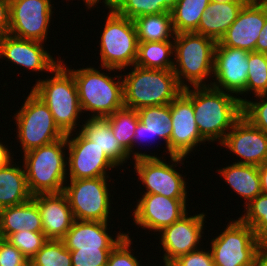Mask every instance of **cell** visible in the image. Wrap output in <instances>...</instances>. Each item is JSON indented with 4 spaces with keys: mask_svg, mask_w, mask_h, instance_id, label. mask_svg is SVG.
Here are the masks:
<instances>
[{
    "mask_svg": "<svg viewBox=\"0 0 267 266\" xmlns=\"http://www.w3.org/2000/svg\"><path fill=\"white\" fill-rule=\"evenodd\" d=\"M64 60L62 58L61 63L74 76L80 108L82 113L87 115L86 118H105L125 107L122 75H116L121 70L102 66L99 67L102 68V72L90 65L72 69L67 67Z\"/></svg>",
    "mask_w": 267,
    "mask_h": 266,
    "instance_id": "6da1fadb",
    "label": "cell"
},
{
    "mask_svg": "<svg viewBox=\"0 0 267 266\" xmlns=\"http://www.w3.org/2000/svg\"><path fill=\"white\" fill-rule=\"evenodd\" d=\"M192 103L199 133L210 144L220 145L242 116L239 98L212 86H192Z\"/></svg>",
    "mask_w": 267,
    "mask_h": 266,
    "instance_id": "7a4b0ae2",
    "label": "cell"
},
{
    "mask_svg": "<svg viewBox=\"0 0 267 266\" xmlns=\"http://www.w3.org/2000/svg\"><path fill=\"white\" fill-rule=\"evenodd\" d=\"M50 73L51 76L36 79L31 91L48 106L65 135L76 132L84 117L74 76L61 62Z\"/></svg>",
    "mask_w": 267,
    "mask_h": 266,
    "instance_id": "3957f363",
    "label": "cell"
},
{
    "mask_svg": "<svg viewBox=\"0 0 267 266\" xmlns=\"http://www.w3.org/2000/svg\"><path fill=\"white\" fill-rule=\"evenodd\" d=\"M124 72V106L139 110L143 107L170 104L183 90L173 70L146 69L136 65Z\"/></svg>",
    "mask_w": 267,
    "mask_h": 266,
    "instance_id": "277c9868",
    "label": "cell"
},
{
    "mask_svg": "<svg viewBox=\"0 0 267 266\" xmlns=\"http://www.w3.org/2000/svg\"><path fill=\"white\" fill-rule=\"evenodd\" d=\"M215 46L213 39L195 32L175 35L173 72L183 89L211 86Z\"/></svg>",
    "mask_w": 267,
    "mask_h": 266,
    "instance_id": "5b68a950",
    "label": "cell"
},
{
    "mask_svg": "<svg viewBox=\"0 0 267 266\" xmlns=\"http://www.w3.org/2000/svg\"><path fill=\"white\" fill-rule=\"evenodd\" d=\"M66 136L22 154L27 185L32 196L63 192L67 181Z\"/></svg>",
    "mask_w": 267,
    "mask_h": 266,
    "instance_id": "8992f818",
    "label": "cell"
},
{
    "mask_svg": "<svg viewBox=\"0 0 267 266\" xmlns=\"http://www.w3.org/2000/svg\"><path fill=\"white\" fill-rule=\"evenodd\" d=\"M103 30L99 33L100 67L129 70L138 54V37L133 20L108 9Z\"/></svg>",
    "mask_w": 267,
    "mask_h": 266,
    "instance_id": "52a82bcc",
    "label": "cell"
},
{
    "mask_svg": "<svg viewBox=\"0 0 267 266\" xmlns=\"http://www.w3.org/2000/svg\"><path fill=\"white\" fill-rule=\"evenodd\" d=\"M23 102L12 117L21 154L66 136L56 125L48 106L31 90Z\"/></svg>",
    "mask_w": 267,
    "mask_h": 266,
    "instance_id": "ba28073f",
    "label": "cell"
},
{
    "mask_svg": "<svg viewBox=\"0 0 267 266\" xmlns=\"http://www.w3.org/2000/svg\"><path fill=\"white\" fill-rule=\"evenodd\" d=\"M210 240L215 266H253L267 244L239 218L231 219L226 228Z\"/></svg>",
    "mask_w": 267,
    "mask_h": 266,
    "instance_id": "9c48e42d",
    "label": "cell"
},
{
    "mask_svg": "<svg viewBox=\"0 0 267 266\" xmlns=\"http://www.w3.org/2000/svg\"><path fill=\"white\" fill-rule=\"evenodd\" d=\"M162 157H142L132 160L137 181L146 188L141 194H159L173 199H189L185 178L178 170L187 157L169 155L167 161ZM168 163H167V162ZM179 167L176 169V167ZM144 192V193H143Z\"/></svg>",
    "mask_w": 267,
    "mask_h": 266,
    "instance_id": "30bf717a",
    "label": "cell"
},
{
    "mask_svg": "<svg viewBox=\"0 0 267 266\" xmlns=\"http://www.w3.org/2000/svg\"><path fill=\"white\" fill-rule=\"evenodd\" d=\"M108 180L113 181L110 176L67 179L63 193L67 197L75 220L110 222L114 198L110 193L112 190L109 188Z\"/></svg>",
    "mask_w": 267,
    "mask_h": 266,
    "instance_id": "8fae6325",
    "label": "cell"
},
{
    "mask_svg": "<svg viewBox=\"0 0 267 266\" xmlns=\"http://www.w3.org/2000/svg\"><path fill=\"white\" fill-rule=\"evenodd\" d=\"M53 2L52 0H9V35L46 43L48 32H51L49 28L53 20L52 16L55 13Z\"/></svg>",
    "mask_w": 267,
    "mask_h": 266,
    "instance_id": "7c38bea8",
    "label": "cell"
},
{
    "mask_svg": "<svg viewBox=\"0 0 267 266\" xmlns=\"http://www.w3.org/2000/svg\"><path fill=\"white\" fill-rule=\"evenodd\" d=\"M66 140L67 179L109 176V170L118 168L103 150L87 139L79 130L67 134Z\"/></svg>",
    "mask_w": 267,
    "mask_h": 266,
    "instance_id": "4fadbf2b",
    "label": "cell"
},
{
    "mask_svg": "<svg viewBox=\"0 0 267 266\" xmlns=\"http://www.w3.org/2000/svg\"><path fill=\"white\" fill-rule=\"evenodd\" d=\"M172 135L168 143L170 155L187 157L206 140L199 133L192 103V87H187L170 103ZM199 144V145H198Z\"/></svg>",
    "mask_w": 267,
    "mask_h": 266,
    "instance_id": "5bb4252c",
    "label": "cell"
},
{
    "mask_svg": "<svg viewBox=\"0 0 267 266\" xmlns=\"http://www.w3.org/2000/svg\"><path fill=\"white\" fill-rule=\"evenodd\" d=\"M206 216L204 212L199 214L197 212L192 216L187 213L180 220L164 227L156 234V236L159 235V244L164 253L161 256L162 262L171 264L179 256L203 246V239L207 238L206 236L203 238L204 235H202L205 233L204 230H207L204 225L207 223Z\"/></svg>",
    "mask_w": 267,
    "mask_h": 266,
    "instance_id": "9a60e30c",
    "label": "cell"
},
{
    "mask_svg": "<svg viewBox=\"0 0 267 266\" xmlns=\"http://www.w3.org/2000/svg\"><path fill=\"white\" fill-rule=\"evenodd\" d=\"M248 54L247 50L225 47L219 42H216L214 50L211 86L233 95L236 94L242 104L245 102L248 78Z\"/></svg>",
    "mask_w": 267,
    "mask_h": 266,
    "instance_id": "2e32d148",
    "label": "cell"
},
{
    "mask_svg": "<svg viewBox=\"0 0 267 266\" xmlns=\"http://www.w3.org/2000/svg\"><path fill=\"white\" fill-rule=\"evenodd\" d=\"M132 209L134 226L146 229L153 234L159 233L164 227L172 225L188 213V199L167 198L159 194H140ZM156 232V233H155Z\"/></svg>",
    "mask_w": 267,
    "mask_h": 266,
    "instance_id": "e0dca14e",
    "label": "cell"
},
{
    "mask_svg": "<svg viewBox=\"0 0 267 266\" xmlns=\"http://www.w3.org/2000/svg\"><path fill=\"white\" fill-rule=\"evenodd\" d=\"M219 146L227 148L230 155L239 157L233 163L259 167L267 162V134L243 115L234 123Z\"/></svg>",
    "mask_w": 267,
    "mask_h": 266,
    "instance_id": "ac0fdd59",
    "label": "cell"
},
{
    "mask_svg": "<svg viewBox=\"0 0 267 266\" xmlns=\"http://www.w3.org/2000/svg\"><path fill=\"white\" fill-rule=\"evenodd\" d=\"M44 44L40 41L6 35L0 39V59L10 62L11 66L15 65V69L16 66L20 69L23 67L25 71L31 70L36 74L41 72L42 76L45 72H51L61 62V57H53L54 54L51 55Z\"/></svg>",
    "mask_w": 267,
    "mask_h": 266,
    "instance_id": "d6986e66",
    "label": "cell"
},
{
    "mask_svg": "<svg viewBox=\"0 0 267 266\" xmlns=\"http://www.w3.org/2000/svg\"><path fill=\"white\" fill-rule=\"evenodd\" d=\"M266 17L267 0H249L219 43L225 47L255 51V45Z\"/></svg>",
    "mask_w": 267,
    "mask_h": 266,
    "instance_id": "ffe728a7",
    "label": "cell"
},
{
    "mask_svg": "<svg viewBox=\"0 0 267 266\" xmlns=\"http://www.w3.org/2000/svg\"><path fill=\"white\" fill-rule=\"evenodd\" d=\"M137 112L140 121L137 124L135 135L132 141V160L142 157H156L155 152L154 154H147L145 151L143 153L139 150L136 151L135 148L138 145L141 146V144L145 146L148 145L143 144L144 141L149 143L151 147V144L155 143L156 140L159 142V139L164 141V150H166H163V152L169 156L168 143L172 135L171 105L166 104L143 107L137 110Z\"/></svg>",
    "mask_w": 267,
    "mask_h": 266,
    "instance_id": "44dd1931",
    "label": "cell"
},
{
    "mask_svg": "<svg viewBox=\"0 0 267 266\" xmlns=\"http://www.w3.org/2000/svg\"><path fill=\"white\" fill-rule=\"evenodd\" d=\"M111 222L74 220L71 228L61 239L69 250L113 249L126 235L118 231L110 234ZM115 237V238H114Z\"/></svg>",
    "mask_w": 267,
    "mask_h": 266,
    "instance_id": "7402d4cb",
    "label": "cell"
},
{
    "mask_svg": "<svg viewBox=\"0 0 267 266\" xmlns=\"http://www.w3.org/2000/svg\"><path fill=\"white\" fill-rule=\"evenodd\" d=\"M39 208L43 233L48 239L61 240L74 222V216L63 192L32 196Z\"/></svg>",
    "mask_w": 267,
    "mask_h": 266,
    "instance_id": "603a6c76",
    "label": "cell"
},
{
    "mask_svg": "<svg viewBox=\"0 0 267 266\" xmlns=\"http://www.w3.org/2000/svg\"><path fill=\"white\" fill-rule=\"evenodd\" d=\"M79 131L89 140L95 143L107 157L117 166H123L130 160L129 153L115 138L109 122L105 118H84ZM126 162V163H125Z\"/></svg>",
    "mask_w": 267,
    "mask_h": 266,
    "instance_id": "cb8c5ba5",
    "label": "cell"
},
{
    "mask_svg": "<svg viewBox=\"0 0 267 266\" xmlns=\"http://www.w3.org/2000/svg\"><path fill=\"white\" fill-rule=\"evenodd\" d=\"M246 3H217L210 1L207 9L202 14L195 33L202 34L213 39L215 42H219Z\"/></svg>",
    "mask_w": 267,
    "mask_h": 266,
    "instance_id": "d4e9b609",
    "label": "cell"
},
{
    "mask_svg": "<svg viewBox=\"0 0 267 266\" xmlns=\"http://www.w3.org/2000/svg\"><path fill=\"white\" fill-rule=\"evenodd\" d=\"M0 227L4 239L19 231L43 232L37 203L31 198L23 204L0 209Z\"/></svg>",
    "mask_w": 267,
    "mask_h": 266,
    "instance_id": "484cf974",
    "label": "cell"
},
{
    "mask_svg": "<svg viewBox=\"0 0 267 266\" xmlns=\"http://www.w3.org/2000/svg\"><path fill=\"white\" fill-rule=\"evenodd\" d=\"M216 172L222 176L221 178L226 182L225 184L229 185L230 190L240 196V200L244 199L242 206L262 194L257 166L231 163L219 168Z\"/></svg>",
    "mask_w": 267,
    "mask_h": 266,
    "instance_id": "4316f807",
    "label": "cell"
},
{
    "mask_svg": "<svg viewBox=\"0 0 267 266\" xmlns=\"http://www.w3.org/2000/svg\"><path fill=\"white\" fill-rule=\"evenodd\" d=\"M19 164L13 160L0 167V209L23 204L32 198L24 166Z\"/></svg>",
    "mask_w": 267,
    "mask_h": 266,
    "instance_id": "83f0119b",
    "label": "cell"
},
{
    "mask_svg": "<svg viewBox=\"0 0 267 266\" xmlns=\"http://www.w3.org/2000/svg\"><path fill=\"white\" fill-rule=\"evenodd\" d=\"M138 42L174 41L171 12L144 15L133 20Z\"/></svg>",
    "mask_w": 267,
    "mask_h": 266,
    "instance_id": "f1b7e54d",
    "label": "cell"
},
{
    "mask_svg": "<svg viewBox=\"0 0 267 266\" xmlns=\"http://www.w3.org/2000/svg\"><path fill=\"white\" fill-rule=\"evenodd\" d=\"M174 41L139 42L135 65L146 69L173 70Z\"/></svg>",
    "mask_w": 267,
    "mask_h": 266,
    "instance_id": "f546056e",
    "label": "cell"
},
{
    "mask_svg": "<svg viewBox=\"0 0 267 266\" xmlns=\"http://www.w3.org/2000/svg\"><path fill=\"white\" fill-rule=\"evenodd\" d=\"M211 0H180L171 10L176 34L195 32Z\"/></svg>",
    "mask_w": 267,
    "mask_h": 266,
    "instance_id": "4dcf8cb0",
    "label": "cell"
},
{
    "mask_svg": "<svg viewBox=\"0 0 267 266\" xmlns=\"http://www.w3.org/2000/svg\"><path fill=\"white\" fill-rule=\"evenodd\" d=\"M105 119L109 122L115 138L132 158V141L140 121L137 110L124 107Z\"/></svg>",
    "mask_w": 267,
    "mask_h": 266,
    "instance_id": "1f68e13d",
    "label": "cell"
},
{
    "mask_svg": "<svg viewBox=\"0 0 267 266\" xmlns=\"http://www.w3.org/2000/svg\"><path fill=\"white\" fill-rule=\"evenodd\" d=\"M248 78L245 101L248 94L254 96L267 93V54L252 51L248 54Z\"/></svg>",
    "mask_w": 267,
    "mask_h": 266,
    "instance_id": "d6a6232c",
    "label": "cell"
},
{
    "mask_svg": "<svg viewBox=\"0 0 267 266\" xmlns=\"http://www.w3.org/2000/svg\"><path fill=\"white\" fill-rule=\"evenodd\" d=\"M244 214L238 218L267 244V194H260L244 206Z\"/></svg>",
    "mask_w": 267,
    "mask_h": 266,
    "instance_id": "836d02e7",
    "label": "cell"
},
{
    "mask_svg": "<svg viewBox=\"0 0 267 266\" xmlns=\"http://www.w3.org/2000/svg\"><path fill=\"white\" fill-rule=\"evenodd\" d=\"M31 261L36 266H72L70 250L62 240L48 239Z\"/></svg>",
    "mask_w": 267,
    "mask_h": 266,
    "instance_id": "e575fe53",
    "label": "cell"
},
{
    "mask_svg": "<svg viewBox=\"0 0 267 266\" xmlns=\"http://www.w3.org/2000/svg\"><path fill=\"white\" fill-rule=\"evenodd\" d=\"M110 10L131 20L144 15L166 12L158 0H115Z\"/></svg>",
    "mask_w": 267,
    "mask_h": 266,
    "instance_id": "d590c367",
    "label": "cell"
},
{
    "mask_svg": "<svg viewBox=\"0 0 267 266\" xmlns=\"http://www.w3.org/2000/svg\"><path fill=\"white\" fill-rule=\"evenodd\" d=\"M26 258L31 259L48 241V238L43 232L19 231L10 234L7 238Z\"/></svg>",
    "mask_w": 267,
    "mask_h": 266,
    "instance_id": "8d00e7d4",
    "label": "cell"
},
{
    "mask_svg": "<svg viewBox=\"0 0 267 266\" xmlns=\"http://www.w3.org/2000/svg\"><path fill=\"white\" fill-rule=\"evenodd\" d=\"M242 115L267 134V93L248 98L242 104Z\"/></svg>",
    "mask_w": 267,
    "mask_h": 266,
    "instance_id": "74e56055",
    "label": "cell"
},
{
    "mask_svg": "<svg viewBox=\"0 0 267 266\" xmlns=\"http://www.w3.org/2000/svg\"><path fill=\"white\" fill-rule=\"evenodd\" d=\"M127 231L123 239L111 250L106 266H142L139 256H135L132 249L134 238ZM132 238V239H131ZM138 257V258H137Z\"/></svg>",
    "mask_w": 267,
    "mask_h": 266,
    "instance_id": "f35d334b",
    "label": "cell"
},
{
    "mask_svg": "<svg viewBox=\"0 0 267 266\" xmlns=\"http://www.w3.org/2000/svg\"><path fill=\"white\" fill-rule=\"evenodd\" d=\"M112 249L70 250L72 266H106Z\"/></svg>",
    "mask_w": 267,
    "mask_h": 266,
    "instance_id": "ab89813d",
    "label": "cell"
},
{
    "mask_svg": "<svg viewBox=\"0 0 267 266\" xmlns=\"http://www.w3.org/2000/svg\"><path fill=\"white\" fill-rule=\"evenodd\" d=\"M207 249L200 247L181 255L171 263V266H215L212 253L210 249Z\"/></svg>",
    "mask_w": 267,
    "mask_h": 266,
    "instance_id": "60d3db41",
    "label": "cell"
},
{
    "mask_svg": "<svg viewBox=\"0 0 267 266\" xmlns=\"http://www.w3.org/2000/svg\"><path fill=\"white\" fill-rule=\"evenodd\" d=\"M27 258L9 241L0 243V266H25Z\"/></svg>",
    "mask_w": 267,
    "mask_h": 266,
    "instance_id": "b9f144b4",
    "label": "cell"
},
{
    "mask_svg": "<svg viewBox=\"0 0 267 266\" xmlns=\"http://www.w3.org/2000/svg\"><path fill=\"white\" fill-rule=\"evenodd\" d=\"M10 4L9 0H0V39L9 35Z\"/></svg>",
    "mask_w": 267,
    "mask_h": 266,
    "instance_id": "7bdbcfd3",
    "label": "cell"
},
{
    "mask_svg": "<svg viewBox=\"0 0 267 266\" xmlns=\"http://www.w3.org/2000/svg\"><path fill=\"white\" fill-rule=\"evenodd\" d=\"M2 140L3 137L0 139V167L8 165L13 160H18L17 158L14 159L13 156L16 155H14V151L12 152V149H10V147H12V142L11 145L8 146L9 144H6L7 141L5 140V142H2Z\"/></svg>",
    "mask_w": 267,
    "mask_h": 266,
    "instance_id": "ee69618b",
    "label": "cell"
},
{
    "mask_svg": "<svg viewBox=\"0 0 267 266\" xmlns=\"http://www.w3.org/2000/svg\"><path fill=\"white\" fill-rule=\"evenodd\" d=\"M255 51L267 54V17L264 26L258 36Z\"/></svg>",
    "mask_w": 267,
    "mask_h": 266,
    "instance_id": "f6af8a7d",
    "label": "cell"
},
{
    "mask_svg": "<svg viewBox=\"0 0 267 266\" xmlns=\"http://www.w3.org/2000/svg\"><path fill=\"white\" fill-rule=\"evenodd\" d=\"M114 1L115 0H102V2H101V0H83V3L86 6V11H87V9L88 10H91V9L94 10V8H96L98 6V4H100V3H104L103 6L105 7L106 10H108L113 5ZM68 2H69V0H68Z\"/></svg>",
    "mask_w": 267,
    "mask_h": 266,
    "instance_id": "bcb514c9",
    "label": "cell"
},
{
    "mask_svg": "<svg viewBox=\"0 0 267 266\" xmlns=\"http://www.w3.org/2000/svg\"><path fill=\"white\" fill-rule=\"evenodd\" d=\"M262 194H267V162L258 167Z\"/></svg>",
    "mask_w": 267,
    "mask_h": 266,
    "instance_id": "7dc6e473",
    "label": "cell"
},
{
    "mask_svg": "<svg viewBox=\"0 0 267 266\" xmlns=\"http://www.w3.org/2000/svg\"><path fill=\"white\" fill-rule=\"evenodd\" d=\"M253 266H267V246L257 256V258L254 261Z\"/></svg>",
    "mask_w": 267,
    "mask_h": 266,
    "instance_id": "c3c4849f",
    "label": "cell"
},
{
    "mask_svg": "<svg viewBox=\"0 0 267 266\" xmlns=\"http://www.w3.org/2000/svg\"><path fill=\"white\" fill-rule=\"evenodd\" d=\"M179 1L180 0H158V3L166 12H171Z\"/></svg>",
    "mask_w": 267,
    "mask_h": 266,
    "instance_id": "681fc988",
    "label": "cell"
},
{
    "mask_svg": "<svg viewBox=\"0 0 267 266\" xmlns=\"http://www.w3.org/2000/svg\"><path fill=\"white\" fill-rule=\"evenodd\" d=\"M217 3H229V2H248L249 0H211Z\"/></svg>",
    "mask_w": 267,
    "mask_h": 266,
    "instance_id": "f907efd6",
    "label": "cell"
},
{
    "mask_svg": "<svg viewBox=\"0 0 267 266\" xmlns=\"http://www.w3.org/2000/svg\"><path fill=\"white\" fill-rule=\"evenodd\" d=\"M4 240V236L2 234V229L0 227V243Z\"/></svg>",
    "mask_w": 267,
    "mask_h": 266,
    "instance_id": "816d5d0a",
    "label": "cell"
},
{
    "mask_svg": "<svg viewBox=\"0 0 267 266\" xmlns=\"http://www.w3.org/2000/svg\"><path fill=\"white\" fill-rule=\"evenodd\" d=\"M25 266H36L32 261H28Z\"/></svg>",
    "mask_w": 267,
    "mask_h": 266,
    "instance_id": "f5cc1de1",
    "label": "cell"
},
{
    "mask_svg": "<svg viewBox=\"0 0 267 266\" xmlns=\"http://www.w3.org/2000/svg\"><path fill=\"white\" fill-rule=\"evenodd\" d=\"M145 266V265H144ZM146 266H148V264L146 265ZM154 266V265H153ZM155 266H157V265H155ZM159 266H160V264H159ZM162 266H171V264H167V263H164L163 262V265Z\"/></svg>",
    "mask_w": 267,
    "mask_h": 266,
    "instance_id": "db71d44e",
    "label": "cell"
}]
</instances>
